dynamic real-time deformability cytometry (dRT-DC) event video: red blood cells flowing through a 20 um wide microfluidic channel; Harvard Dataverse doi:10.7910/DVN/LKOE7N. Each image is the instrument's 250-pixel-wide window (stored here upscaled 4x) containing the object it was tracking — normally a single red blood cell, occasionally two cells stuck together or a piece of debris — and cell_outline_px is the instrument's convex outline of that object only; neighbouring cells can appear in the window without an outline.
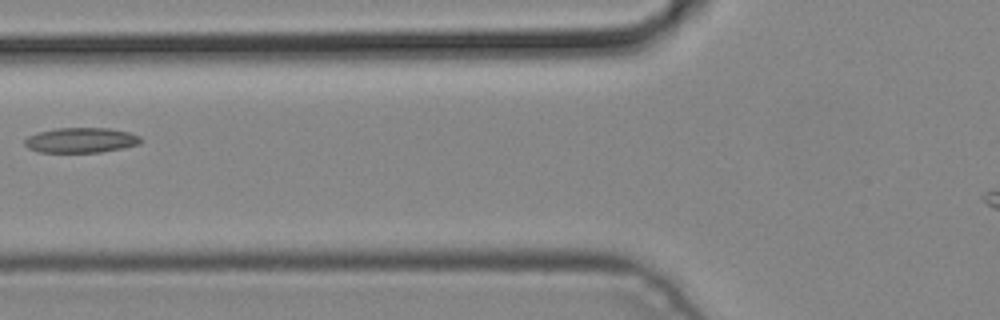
{"species": "common noctule bat (a hibernating species)", "species_latin": "Nyctalus noctula", "temperature_condition": "cold", "stored_images_in_passage": 2, "camera_frame_rate_fps": 3000, "um_per_image_px": 0.085, "animal": {"sex": "male", "body_mass_g": 19.2, "forearm_length_mm": 51.8}, "frame": {"image": 1, "passage_image": 2, "time_ms": 0.333, "image_size_px": [1000, 320], "cell_outline_px": [[144, 140], [140, 144], [124, 148], [100, 152], [40, 152], [28, 148], [24, 144], [24, 140], [28, 136], [40, 132], [56, 128], [108, 128], [128, 132], [140, 136]], "centroid_in_image_um": [6.92, 11.92], "position_along_channel_um": 118.9, "area_um2": 16.99}}